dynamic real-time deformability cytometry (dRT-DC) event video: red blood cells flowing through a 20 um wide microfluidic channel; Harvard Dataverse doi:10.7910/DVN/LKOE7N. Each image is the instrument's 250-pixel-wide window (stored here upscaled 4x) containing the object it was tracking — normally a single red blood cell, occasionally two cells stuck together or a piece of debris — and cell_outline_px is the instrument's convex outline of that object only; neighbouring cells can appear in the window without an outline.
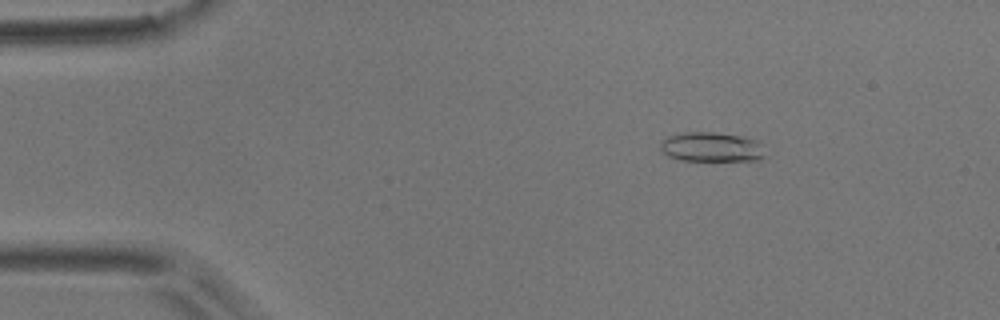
{"species": "common noctule bat (a hibernating species)", "species_latin": "Nyctalus noctula", "temperature_condition": "room temperature", "stored_images_in_passage": 9, "camera_frame_rate_fps": 3000, "um_per_image_px": 0.085, "animal": {"sex": "male", "body_mass_g": 17.9}, "frame": {"image": 1, "passage_image": 1, "time_ms": 0.0, "image_size_px": [1000, 320], "cell_outline_px": [[764, 156], [760, 160], [680, 160], [668, 156], [660, 148], [660, 144], [668, 136], [684, 132], [712, 132], [744, 136], [756, 140], [760, 144]], "centroid_in_image_um": [60.47, 12.49], "position_along_channel_um": 24.5, "area_um2": 17.86}}